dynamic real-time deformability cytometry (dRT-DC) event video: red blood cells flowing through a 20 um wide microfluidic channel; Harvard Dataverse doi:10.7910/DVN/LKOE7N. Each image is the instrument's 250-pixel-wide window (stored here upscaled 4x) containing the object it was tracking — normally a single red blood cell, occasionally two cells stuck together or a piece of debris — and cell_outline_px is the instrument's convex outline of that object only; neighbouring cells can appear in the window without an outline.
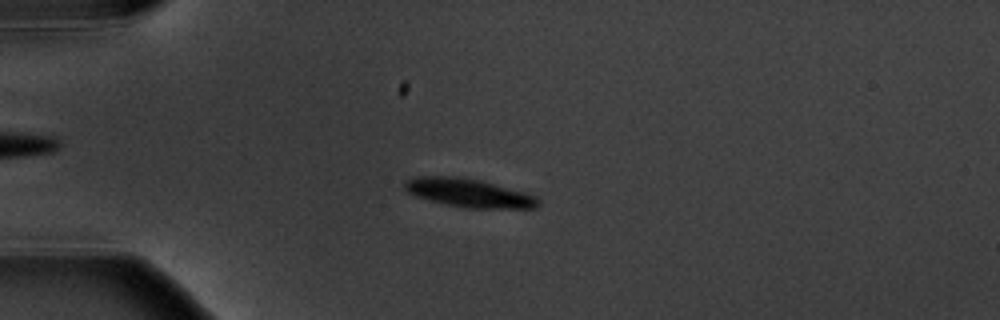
{"species": "common noctule bat (a hibernating species)", "species_latin": "Nyctalus noctula", "temperature_condition": "warm", "stored_images_in_passage": 7, "camera_frame_rate_fps": 3000, "um_per_image_px": 0.085, "animal": {"sex": "male", "body_mass_g": 20.1, "forearm_length_mm": 53.5}, "frame": {"image": 1, "passage_image": 4, "time_ms": 3.667, "image_size_px": [1000, 320], "cell_outline_px": [[540, 204], [536, 208], [464, 208], [444, 204], [428, 200], [416, 196], [408, 192], [404, 188], [404, 180], [416, 176], [456, 176], [480, 180], [524, 192], [536, 196], [540, 200]], "centroid_in_image_um": [39.83, 16.4], "position_along_channel_um": 45.2, "area_um2": 22.31}}
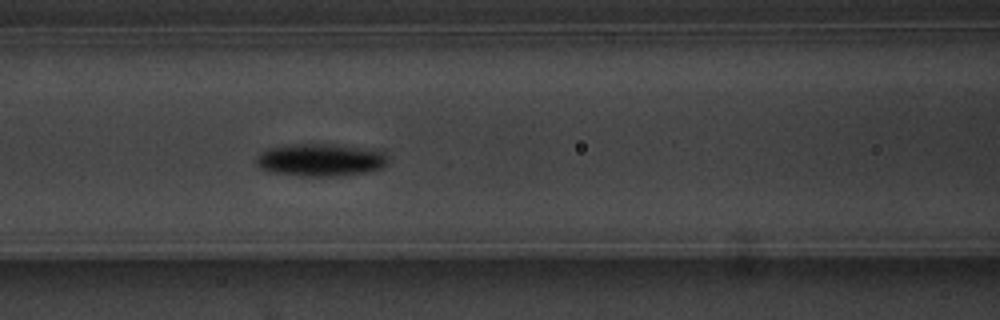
{"frame": {"image": 2, "passage_image": 7, "time_ms": 7.0, "image_size_px": [1000, 320], "cell_outline_px": [[388, 164], [380, 168], [368, 172], [344, 176], [296, 176], [268, 172], [260, 168], [256, 164], [256, 160], [260, 152], [268, 148], [296, 144], [332, 144], [376, 148], [384, 152], [388, 156]], "centroid_in_image_um": [27.29, 13.6], "position_along_channel_um": 139.3, "area_um2": 25.66}}